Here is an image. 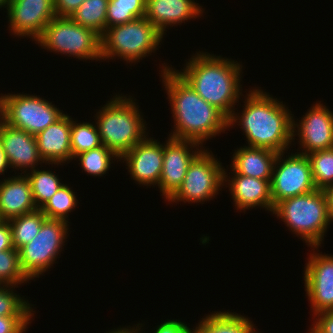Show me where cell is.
<instances>
[{
  "instance_id": "cell-8",
  "label": "cell",
  "mask_w": 333,
  "mask_h": 333,
  "mask_svg": "<svg viewBox=\"0 0 333 333\" xmlns=\"http://www.w3.org/2000/svg\"><path fill=\"white\" fill-rule=\"evenodd\" d=\"M64 220L46 219L38 234L19 249L20 265L30 279L39 278L53 266L63 251L69 235V224Z\"/></svg>"
},
{
  "instance_id": "cell-2",
  "label": "cell",
  "mask_w": 333,
  "mask_h": 333,
  "mask_svg": "<svg viewBox=\"0 0 333 333\" xmlns=\"http://www.w3.org/2000/svg\"><path fill=\"white\" fill-rule=\"evenodd\" d=\"M253 87L245 95L242 113L233 111L228 128L236 123L246 136L247 146L274 152H286L292 146V117L290 109L269 93ZM279 100V101H278ZM239 120V121H238Z\"/></svg>"
},
{
  "instance_id": "cell-43",
  "label": "cell",
  "mask_w": 333,
  "mask_h": 333,
  "mask_svg": "<svg viewBox=\"0 0 333 333\" xmlns=\"http://www.w3.org/2000/svg\"><path fill=\"white\" fill-rule=\"evenodd\" d=\"M9 2H10V0H0V8L3 7V9L4 8L7 9Z\"/></svg>"
},
{
  "instance_id": "cell-11",
  "label": "cell",
  "mask_w": 333,
  "mask_h": 333,
  "mask_svg": "<svg viewBox=\"0 0 333 333\" xmlns=\"http://www.w3.org/2000/svg\"><path fill=\"white\" fill-rule=\"evenodd\" d=\"M284 153L287 152L278 153L273 166L271 196L274 207L280 201L317 189L308 156L291 152V155H286L285 158Z\"/></svg>"
},
{
  "instance_id": "cell-42",
  "label": "cell",
  "mask_w": 333,
  "mask_h": 333,
  "mask_svg": "<svg viewBox=\"0 0 333 333\" xmlns=\"http://www.w3.org/2000/svg\"><path fill=\"white\" fill-rule=\"evenodd\" d=\"M3 122V94L0 95V124Z\"/></svg>"
},
{
  "instance_id": "cell-5",
  "label": "cell",
  "mask_w": 333,
  "mask_h": 333,
  "mask_svg": "<svg viewBox=\"0 0 333 333\" xmlns=\"http://www.w3.org/2000/svg\"><path fill=\"white\" fill-rule=\"evenodd\" d=\"M272 214L310 247L321 246L332 223L322 189L280 201Z\"/></svg>"
},
{
  "instance_id": "cell-41",
  "label": "cell",
  "mask_w": 333,
  "mask_h": 333,
  "mask_svg": "<svg viewBox=\"0 0 333 333\" xmlns=\"http://www.w3.org/2000/svg\"><path fill=\"white\" fill-rule=\"evenodd\" d=\"M7 168H10L5 156V153L3 151L2 145L0 143V175H4Z\"/></svg>"
},
{
  "instance_id": "cell-12",
  "label": "cell",
  "mask_w": 333,
  "mask_h": 333,
  "mask_svg": "<svg viewBox=\"0 0 333 333\" xmlns=\"http://www.w3.org/2000/svg\"><path fill=\"white\" fill-rule=\"evenodd\" d=\"M311 248L313 253L307 258L303 278L312 316H315L333 310V255L320 253L318 246Z\"/></svg>"
},
{
  "instance_id": "cell-10",
  "label": "cell",
  "mask_w": 333,
  "mask_h": 333,
  "mask_svg": "<svg viewBox=\"0 0 333 333\" xmlns=\"http://www.w3.org/2000/svg\"><path fill=\"white\" fill-rule=\"evenodd\" d=\"M62 111L39 95H3V122L34 136L60 119L65 114Z\"/></svg>"
},
{
  "instance_id": "cell-22",
  "label": "cell",
  "mask_w": 333,
  "mask_h": 333,
  "mask_svg": "<svg viewBox=\"0 0 333 333\" xmlns=\"http://www.w3.org/2000/svg\"><path fill=\"white\" fill-rule=\"evenodd\" d=\"M236 149L230 164L233 172L230 173L272 180L273 166L278 152L246 145Z\"/></svg>"
},
{
  "instance_id": "cell-26",
  "label": "cell",
  "mask_w": 333,
  "mask_h": 333,
  "mask_svg": "<svg viewBox=\"0 0 333 333\" xmlns=\"http://www.w3.org/2000/svg\"><path fill=\"white\" fill-rule=\"evenodd\" d=\"M47 217L40 209L9 220L13 246L16 250L29 243L40 231Z\"/></svg>"
},
{
  "instance_id": "cell-20",
  "label": "cell",
  "mask_w": 333,
  "mask_h": 333,
  "mask_svg": "<svg viewBox=\"0 0 333 333\" xmlns=\"http://www.w3.org/2000/svg\"><path fill=\"white\" fill-rule=\"evenodd\" d=\"M203 9L195 0H147L145 18L166 35V28L202 16Z\"/></svg>"
},
{
  "instance_id": "cell-34",
  "label": "cell",
  "mask_w": 333,
  "mask_h": 333,
  "mask_svg": "<svg viewBox=\"0 0 333 333\" xmlns=\"http://www.w3.org/2000/svg\"><path fill=\"white\" fill-rule=\"evenodd\" d=\"M33 316H0V333H25Z\"/></svg>"
},
{
  "instance_id": "cell-7",
  "label": "cell",
  "mask_w": 333,
  "mask_h": 333,
  "mask_svg": "<svg viewBox=\"0 0 333 333\" xmlns=\"http://www.w3.org/2000/svg\"><path fill=\"white\" fill-rule=\"evenodd\" d=\"M101 36L70 17L55 16L36 40L41 48L80 60L101 59Z\"/></svg>"
},
{
  "instance_id": "cell-44",
  "label": "cell",
  "mask_w": 333,
  "mask_h": 333,
  "mask_svg": "<svg viewBox=\"0 0 333 333\" xmlns=\"http://www.w3.org/2000/svg\"><path fill=\"white\" fill-rule=\"evenodd\" d=\"M107 333H116V332L114 331V329H112V331L110 330Z\"/></svg>"
},
{
  "instance_id": "cell-31",
  "label": "cell",
  "mask_w": 333,
  "mask_h": 333,
  "mask_svg": "<svg viewBox=\"0 0 333 333\" xmlns=\"http://www.w3.org/2000/svg\"><path fill=\"white\" fill-rule=\"evenodd\" d=\"M311 164L312 178L317 189L333 184V148L307 155Z\"/></svg>"
},
{
  "instance_id": "cell-25",
  "label": "cell",
  "mask_w": 333,
  "mask_h": 333,
  "mask_svg": "<svg viewBox=\"0 0 333 333\" xmlns=\"http://www.w3.org/2000/svg\"><path fill=\"white\" fill-rule=\"evenodd\" d=\"M108 3L109 0H85L70 18L101 36L106 31Z\"/></svg>"
},
{
  "instance_id": "cell-1",
  "label": "cell",
  "mask_w": 333,
  "mask_h": 333,
  "mask_svg": "<svg viewBox=\"0 0 333 333\" xmlns=\"http://www.w3.org/2000/svg\"><path fill=\"white\" fill-rule=\"evenodd\" d=\"M165 64V65H164ZM167 63H162L161 79L174 119L169 137L192 140L201 146L228 129V118L206 102Z\"/></svg>"
},
{
  "instance_id": "cell-33",
  "label": "cell",
  "mask_w": 333,
  "mask_h": 333,
  "mask_svg": "<svg viewBox=\"0 0 333 333\" xmlns=\"http://www.w3.org/2000/svg\"><path fill=\"white\" fill-rule=\"evenodd\" d=\"M15 287L0 285V316H34L33 305L24 297L14 293Z\"/></svg>"
},
{
  "instance_id": "cell-16",
  "label": "cell",
  "mask_w": 333,
  "mask_h": 333,
  "mask_svg": "<svg viewBox=\"0 0 333 333\" xmlns=\"http://www.w3.org/2000/svg\"><path fill=\"white\" fill-rule=\"evenodd\" d=\"M121 160L128 166L126 169L136 184L158 186L163 167V144L160 141L146 137L126 152Z\"/></svg>"
},
{
  "instance_id": "cell-17",
  "label": "cell",
  "mask_w": 333,
  "mask_h": 333,
  "mask_svg": "<svg viewBox=\"0 0 333 333\" xmlns=\"http://www.w3.org/2000/svg\"><path fill=\"white\" fill-rule=\"evenodd\" d=\"M0 143L9 167L20 170L21 174L34 170L39 162L40 165L45 163L39 154L36 137L24 130L16 129L2 122L0 124Z\"/></svg>"
},
{
  "instance_id": "cell-13",
  "label": "cell",
  "mask_w": 333,
  "mask_h": 333,
  "mask_svg": "<svg viewBox=\"0 0 333 333\" xmlns=\"http://www.w3.org/2000/svg\"><path fill=\"white\" fill-rule=\"evenodd\" d=\"M294 119L292 117V140L295 141V136L299 137L301 148L297 153L308 155L333 148V111L321 104V101L310 107L299 123Z\"/></svg>"
},
{
  "instance_id": "cell-32",
  "label": "cell",
  "mask_w": 333,
  "mask_h": 333,
  "mask_svg": "<svg viewBox=\"0 0 333 333\" xmlns=\"http://www.w3.org/2000/svg\"><path fill=\"white\" fill-rule=\"evenodd\" d=\"M30 279L24 274L20 265L19 250L15 248L0 252V285L17 286L29 283Z\"/></svg>"
},
{
  "instance_id": "cell-4",
  "label": "cell",
  "mask_w": 333,
  "mask_h": 333,
  "mask_svg": "<svg viewBox=\"0 0 333 333\" xmlns=\"http://www.w3.org/2000/svg\"><path fill=\"white\" fill-rule=\"evenodd\" d=\"M132 96L114 95L95 114L102 144L119 158L148 137L146 122Z\"/></svg>"
},
{
  "instance_id": "cell-35",
  "label": "cell",
  "mask_w": 333,
  "mask_h": 333,
  "mask_svg": "<svg viewBox=\"0 0 333 333\" xmlns=\"http://www.w3.org/2000/svg\"><path fill=\"white\" fill-rule=\"evenodd\" d=\"M313 319L315 322L311 324L312 327L307 333H333V310L321 312Z\"/></svg>"
},
{
  "instance_id": "cell-30",
  "label": "cell",
  "mask_w": 333,
  "mask_h": 333,
  "mask_svg": "<svg viewBox=\"0 0 333 333\" xmlns=\"http://www.w3.org/2000/svg\"><path fill=\"white\" fill-rule=\"evenodd\" d=\"M72 187L63 184L59 190L40 209L47 219L64 220L69 222L68 216L78 205Z\"/></svg>"
},
{
  "instance_id": "cell-29",
  "label": "cell",
  "mask_w": 333,
  "mask_h": 333,
  "mask_svg": "<svg viewBox=\"0 0 333 333\" xmlns=\"http://www.w3.org/2000/svg\"><path fill=\"white\" fill-rule=\"evenodd\" d=\"M71 154L74 157L84 151H88L102 146V141L98 132L97 125L91 122L74 121L71 118Z\"/></svg>"
},
{
  "instance_id": "cell-38",
  "label": "cell",
  "mask_w": 333,
  "mask_h": 333,
  "mask_svg": "<svg viewBox=\"0 0 333 333\" xmlns=\"http://www.w3.org/2000/svg\"><path fill=\"white\" fill-rule=\"evenodd\" d=\"M12 233L9 221L0 222V252L13 249Z\"/></svg>"
},
{
  "instance_id": "cell-37",
  "label": "cell",
  "mask_w": 333,
  "mask_h": 333,
  "mask_svg": "<svg viewBox=\"0 0 333 333\" xmlns=\"http://www.w3.org/2000/svg\"><path fill=\"white\" fill-rule=\"evenodd\" d=\"M85 0H54L55 15L70 17Z\"/></svg>"
},
{
  "instance_id": "cell-9",
  "label": "cell",
  "mask_w": 333,
  "mask_h": 333,
  "mask_svg": "<svg viewBox=\"0 0 333 333\" xmlns=\"http://www.w3.org/2000/svg\"><path fill=\"white\" fill-rule=\"evenodd\" d=\"M203 149L190 163L183 183L167 201L201 203L212 200L224 186V167L212 151Z\"/></svg>"
},
{
  "instance_id": "cell-24",
  "label": "cell",
  "mask_w": 333,
  "mask_h": 333,
  "mask_svg": "<svg viewBox=\"0 0 333 333\" xmlns=\"http://www.w3.org/2000/svg\"><path fill=\"white\" fill-rule=\"evenodd\" d=\"M26 176L30 181L32 197L37 209H41L64 184L50 169L35 168L27 172Z\"/></svg>"
},
{
  "instance_id": "cell-27",
  "label": "cell",
  "mask_w": 333,
  "mask_h": 333,
  "mask_svg": "<svg viewBox=\"0 0 333 333\" xmlns=\"http://www.w3.org/2000/svg\"><path fill=\"white\" fill-rule=\"evenodd\" d=\"M147 0H109L106 29L145 17Z\"/></svg>"
},
{
  "instance_id": "cell-6",
  "label": "cell",
  "mask_w": 333,
  "mask_h": 333,
  "mask_svg": "<svg viewBox=\"0 0 333 333\" xmlns=\"http://www.w3.org/2000/svg\"><path fill=\"white\" fill-rule=\"evenodd\" d=\"M163 37L145 17L107 28L101 35V60L119 57L130 62V65L136 64L152 52L155 53Z\"/></svg>"
},
{
  "instance_id": "cell-15",
  "label": "cell",
  "mask_w": 333,
  "mask_h": 333,
  "mask_svg": "<svg viewBox=\"0 0 333 333\" xmlns=\"http://www.w3.org/2000/svg\"><path fill=\"white\" fill-rule=\"evenodd\" d=\"M7 18L11 35L36 41L56 16L54 0H10Z\"/></svg>"
},
{
  "instance_id": "cell-40",
  "label": "cell",
  "mask_w": 333,
  "mask_h": 333,
  "mask_svg": "<svg viewBox=\"0 0 333 333\" xmlns=\"http://www.w3.org/2000/svg\"><path fill=\"white\" fill-rule=\"evenodd\" d=\"M140 325V326H139ZM136 326V327H135ZM133 325V327L131 328V326H127V327H118L117 329H115L114 331L116 333H143L141 331H144L142 327H144L142 324L138 323L136 325ZM142 328V329H141ZM145 333V331H144Z\"/></svg>"
},
{
  "instance_id": "cell-21",
  "label": "cell",
  "mask_w": 333,
  "mask_h": 333,
  "mask_svg": "<svg viewBox=\"0 0 333 333\" xmlns=\"http://www.w3.org/2000/svg\"><path fill=\"white\" fill-rule=\"evenodd\" d=\"M20 174V175H19ZM13 177V178H12ZM37 210L26 174L0 180V218L9 221Z\"/></svg>"
},
{
  "instance_id": "cell-3",
  "label": "cell",
  "mask_w": 333,
  "mask_h": 333,
  "mask_svg": "<svg viewBox=\"0 0 333 333\" xmlns=\"http://www.w3.org/2000/svg\"><path fill=\"white\" fill-rule=\"evenodd\" d=\"M242 67L238 61L199 51L186 61L182 70L173 69L200 97L229 118L243 95Z\"/></svg>"
},
{
  "instance_id": "cell-36",
  "label": "cell",
  "mask_w": 333,
  "mask_h": 333,
  "mask_svg": "<svg viewBox=\"0 0 333 333\" xmlns=\"http://www.w3.org/2000/svg\"><path fill=\"white\" fill-rule=\"evenodd\" d=\"M156 327L153 333H192V328L188 327L185 322L177 319H168Z\"/></svg>"
},
{
  "instance_id": "cell-45",
  "label": "cell",
  "mask_w": 333,
  "mask_h": 333,
  "mask_svg": "<svg viewBox=\"0 0 333 333\" xmlns=\"http://www.w3.org/2000/svg\"><path fill=\"white\" fill-rule=\"evenodd\" d=\"M251 333H258V331H256V330L254 329Z\"/></svg>"
},
{
  "instance_id": "cell-39",
  "label": "cell",
  "mask_w": 333,
  "mask_h": 333,
  "mask_svg": "<svg viewBox=\"0 0 333 333\" xmlns=\"http://www.w3.org/2000/svg\"><path fill=\"white\" fill-rule=\"evenodd\" d=\"M323 192L325 193L327 200L328 214L331 221L333 222V184L325 187Z\"/></svg>"
},
{
  "instance_id": "cell-14",
  "label": "cell",
  "mask_w": 333,
  "mask_h": 333,
  "mask_svg": "<svg viewBox=\"0 0 333 333\" xmlns=\"http://www.w3.org/2000/svg\"><path fill=\"white\" fill-rule=\"evenodd\" d=\"M165 142L163 143V167L158 188L165 201H168L180 188L190 163L204 147L192 140L172 137H168Z\"/></svg>"
},
{
  "instance_id": "cell-23",
  "label": "cell",
  "mask_w": 333,
  "mask_h": 333,
  "mask_svg": "<svg viewBox=\"0 0 333 333\" xmlns=\"http://www.w3.org/2000/svg\"><path fill=\"white\" fill-rule=\"evenodd\" d=\"M201 319L192 333H251L256 329L250 318L228 310L215 311Z\"/></svg>"
},
{
  "instance_id": "cell-18",
  "label": "cell",
  "mask_w": 333,
  "mask_h": 333,
  "mask_svg": "<svg viewBox=\"0 0 333 333\" xmlns=\"http://www.w3.org/2000/svg\"><path fill=\"white\" fill-rule=\"evenodd\" d=\"M225 170L227 169H224V186L229 188L237 211L245 212L247 209L258 206L273 213L271 180L257 179L242 174H233L234 176L231 178Z\"/></svg>"
},
{
  "instance_id": "cell-19",
  "label": "cell",
  "mask_w": 333,
  "mask_h": 333,
  "mask_svg": "<svg viewBox=\"0 0 333 333\" xmlns=\"http://www.w3.org/2000/svg\"><path fill=\"white\" fill-rule=\"evenodd\" d=\"M70 135L71 116L64 114L35 136L39 154L45 164L63 166L72 161Z\"/></svg>"
},
{
  "instance_id": "cell-28",
  "label": "cell",
  "mask_w": 333,
  "mask_h": 333,
  "mask_svg": "<svg viewBox=\"0 0 333 333\" xmlns=\"http://www.w3.org/2000/svg\"><path fill=\"white\" fill-rule=\"evenodd\" d=\"M75 158L80 161L78 164L81 165L82 170L94 177L105 175L109 171L113 160L120 161V158L104 145L84 151L76 155L74 160H76Z\"/></svg>"
}]
</instances>
